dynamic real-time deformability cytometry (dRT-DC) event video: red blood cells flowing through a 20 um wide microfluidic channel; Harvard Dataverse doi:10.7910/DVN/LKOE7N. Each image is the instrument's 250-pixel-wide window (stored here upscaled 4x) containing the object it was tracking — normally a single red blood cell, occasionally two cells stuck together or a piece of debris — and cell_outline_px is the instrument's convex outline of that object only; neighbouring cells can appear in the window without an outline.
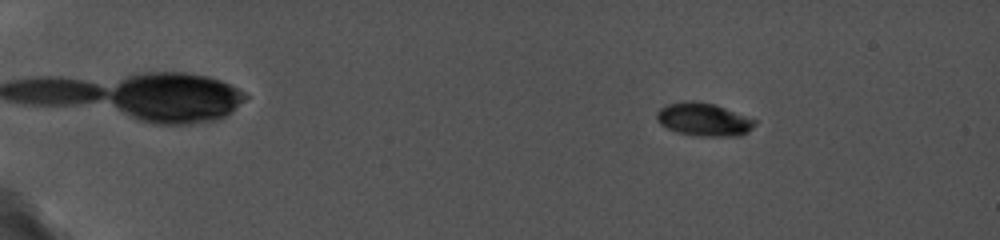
{"species": "common noctule bat (a hibernating species)", "species_latin": "Nyctalus noctula", "temperature_condition": "cold", "stored_images_in_passage": 32, "camera_frame_rate_fps": 5000, "um_per_image_px": 0.085, "animal": {"sex": "female", "body_mass_g": 19.0, "forearm_length_mm": 56.7}, "frame": {"image": 1, "passage_image": 7, "time_ms": 3.2, "image_size_px": [1000, 240], "cell_outline_px": [[756, 124], [748, 132], [740, 136], [696, 136], [676, 132], [660, 124], [656, 120], [656, 112], [660, 108], [668, 104], [684, 100], [696, 100], [716, 104], [756, 120]], "centroid_in_image_um": [59.8, 10.15], "position_along_channel_um": 25.2, "area_um2": 19.19}}
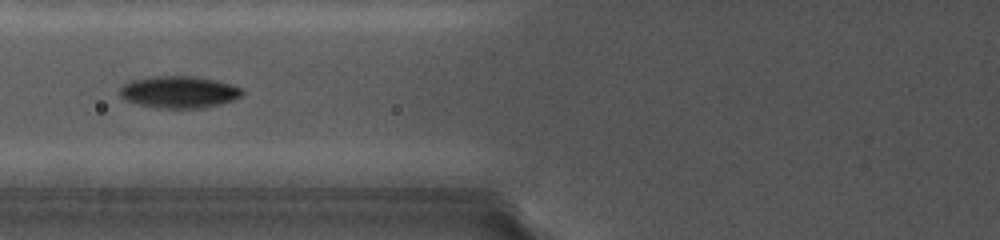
{"frame": {"image": 2, "passage_image": 18, "time_ms": 8.8, "image_size_px": [1000, 240], "cell_outline_px": [[244, 92], [240, 96], [232, 100], [220, 104], [200, 108], [156, 108], [124, 100], [120, 96], [120, 84], [132, 80], [152, 76], [192, 76], [216, 80], [232, 84], [244, 88]], "centroid_in_image_um": [15.2, 7.81], "position_along_channel_um": 110.6, "area_um2": 22.95}}
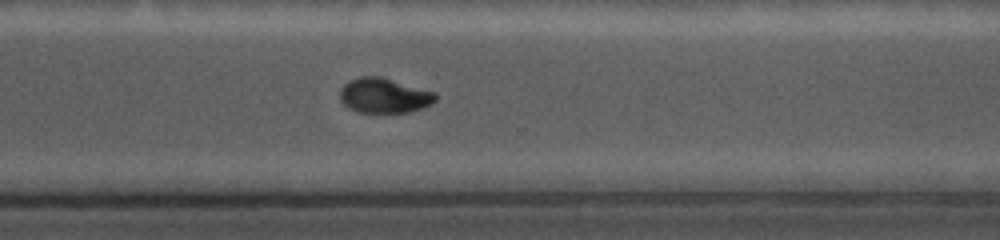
{"frame": {"image": 3, "passage_image": 29, "time_ms": 14.8, "image_size_px": [1000, 240], "cell_outline_px": [[436, 100], [432, 104], [408, 112], [360, 112], [348, 108], [340, 100], [340, 88], [348, 80], [360, 76], [380, 76], [436, 92]], "centroid_in_image_um": [32.63, 8.11], "position_along_channel_um": 338.0, "area_um2": 19.48}}